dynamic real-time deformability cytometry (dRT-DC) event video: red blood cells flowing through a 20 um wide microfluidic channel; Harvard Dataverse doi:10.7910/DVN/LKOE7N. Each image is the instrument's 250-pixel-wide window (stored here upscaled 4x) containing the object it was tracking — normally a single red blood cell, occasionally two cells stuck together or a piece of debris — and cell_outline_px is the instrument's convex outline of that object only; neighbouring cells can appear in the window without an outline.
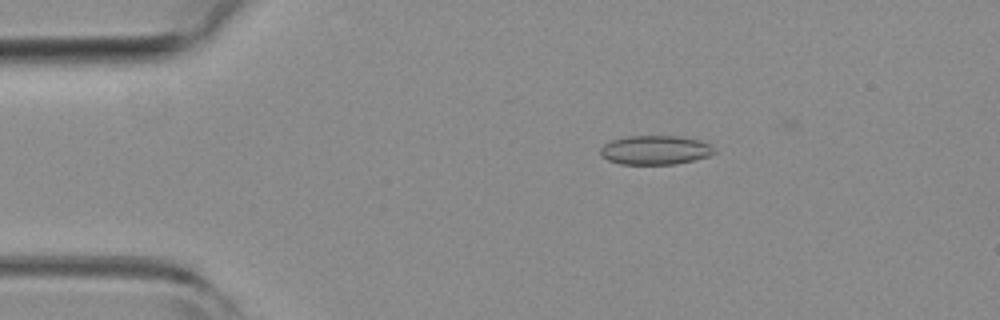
{"species": "common noctule bat (a hibernating species)", "species_latin": "Nyctalus noctula", "temperature_condition": "room temperature", "stored_images_in_passage": 5, "camera_frame_rate_fps": 3000, "um_per_image_px": 0.085, "animal": {"sex": "female", "body_mass_g": 19.3, "forearm_length_mm": 54.1}, "frame": {"image": 1, "passage_image": 2, "time_ms": 0.333, "image_size_px": [1000, 320], "cell_outline_px": [[716, 152], [708, 156], [676, 164], [620, 164], [608, 160], [600, 156], [600, 148], [604, 144], [612, 140], [628, 136], [680, 136], [700, 140], [708, 144]], "centroid_in_image_um": [55.66, 12.75], "position_along_channel_um": 29.3, "area_um2": 19.25}}
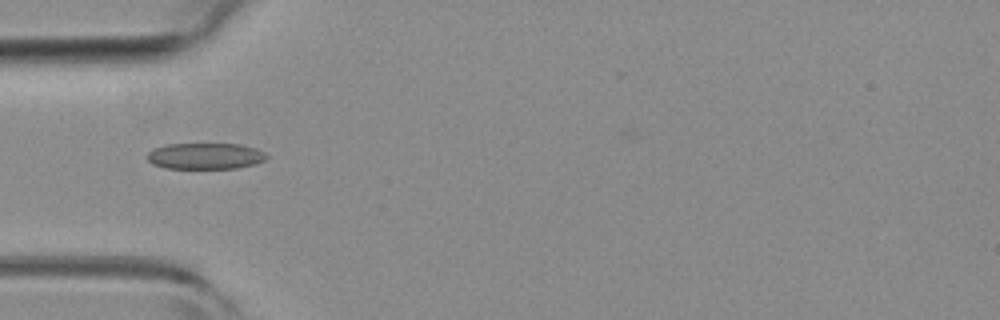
{"frame": {"image": 2, "passage_image": 4, "time_ms": 1.0, "image_size_px": [1000, 320], "cell_outline_px": [[268, 156], [264, 160], [256, 164], [236, 168], [164, 168], [152, 164], [144, 156], [152, 148], [164, 144], [240, 144], [256, 148], [264, 152]], "centroid_in_image_um": [17.4, 13.26], "position_along_channel_um": 67.6, "area_um2": 18.44}}
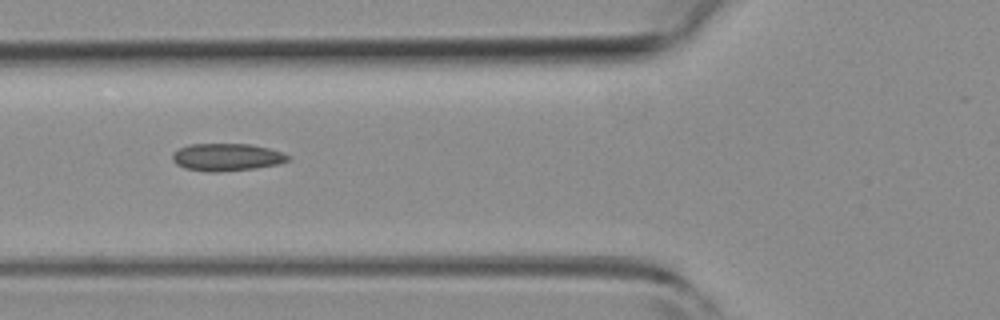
{"frame": {"image": 3, "passage_image": 5, "time_ms": 1.333, "image_size_px": [1000, 320], "cell_outline_px": [[288, 160], [280, 164], [256, 168], [216, 172], [208, 172], [184, 168], [176, 164], [172, 160], [172, 152], [188, 144], [248, 144], [268, 148], [280, 152], [288, 156]], "centroid_in_image_um": [19.22, 13.36], "position_along_channel_um": 106.6, "area_um2": 18.44}}